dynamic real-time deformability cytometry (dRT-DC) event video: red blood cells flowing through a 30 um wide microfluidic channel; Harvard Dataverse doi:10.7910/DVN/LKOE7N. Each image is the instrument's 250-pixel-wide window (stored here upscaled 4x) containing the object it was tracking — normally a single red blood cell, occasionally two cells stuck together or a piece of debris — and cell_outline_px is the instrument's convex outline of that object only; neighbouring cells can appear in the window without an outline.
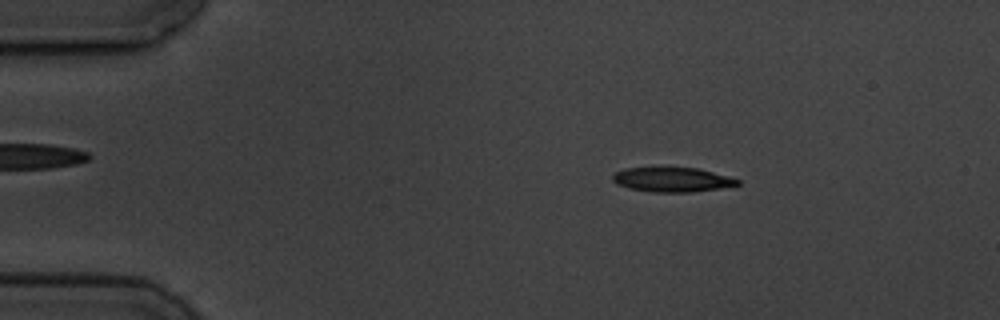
{"species": "common noctule bat (a hibernating species)", "species_latin": "Nyctalus noctula", "temperature_condition": "cold", "stored_images_in_passage": 4, "camera_frame_rate_fps": 3000, "um_per_image_px": 0.085, "animal": {"sex": "male", "body_mass_g": 19.5, "forearm_length_mm": 54.6}, "frame": {"image": 1, "passage_image": 2, "time_ms": 1.333, "image_size_px": [1000, 320], "cell_outline_px": [[740, 184], [720, 188], [692, 192], [652, 192], [628, 188], [616, 184], [612, 180], [612, 176], [616, 172], [624, 168], [696, 168], [728, 176], [740, 180]], "centroid_in_image_um": [57.11, 15.28], "position_along_channel_um": 27.9, "area_um2": 17.69}}